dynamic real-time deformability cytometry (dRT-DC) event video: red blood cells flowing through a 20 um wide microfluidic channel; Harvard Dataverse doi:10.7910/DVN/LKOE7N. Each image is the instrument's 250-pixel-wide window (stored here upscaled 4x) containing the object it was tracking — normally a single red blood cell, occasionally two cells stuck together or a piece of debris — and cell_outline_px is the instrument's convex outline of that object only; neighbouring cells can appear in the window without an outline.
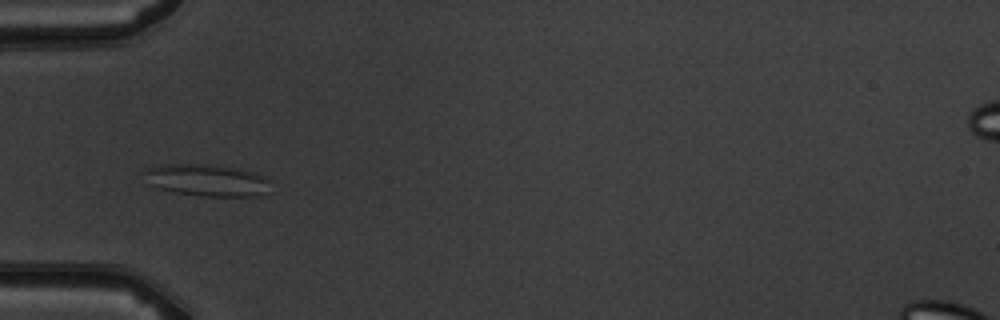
{"species": "common noctule bat (a hibernating species)", "species_latin": "Nyctalus noctula", "temperature_condition": "warm", "stored_images_in_passage": 6, "camera_frame_rate_fps": 3000, "um_per_image_px": 0.085, "animal": {"sex": "male", "body_mass_g": 19.5, "forearm_length_mm": 54.6}, "frame": {"image": 1, "passage_image": 3, "time_ms": 3.333, "image_size_px": [1000, 320], "cell_outline_px": [[268, 192], [256, 196], [200, 196], [176, 192], [156, 188], [148, 184], [144, 172], [144, 168], [160, 164], [204, 164], [240, 168], [252, 172], [268, 180]], "centroid_in_image_um": [17.51, 15.31], "position_along_channel_um": 67.5, "area_um2": 23.52}}
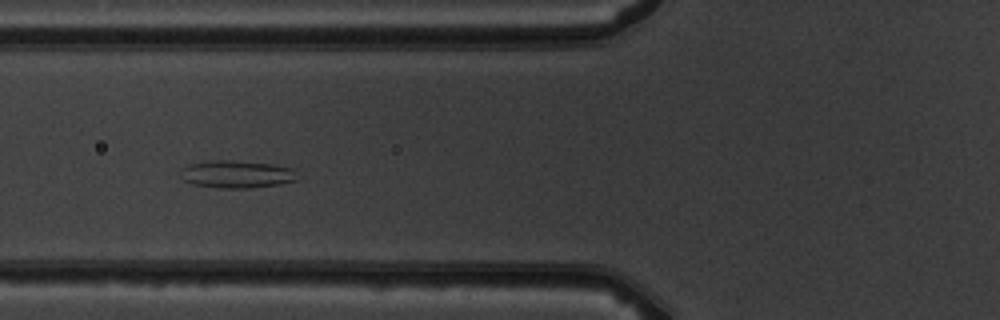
{"frame": {"image": 2, "passage_image": 4, "time_ms": 4.333, "image_size_px": [1000, 320], "cell_outline_px": [[300, 180], [280, 184], [248, 188], [220, 188], [192, 184], [184, 180], [184, 168], [188, 164], [212, 160], [228, 160], [272, 164], [296, 168]], "centroid_in_image_um": [20.25, 14.81], "position_along_channel_um": 105.6, "area_um2": 18.79}}
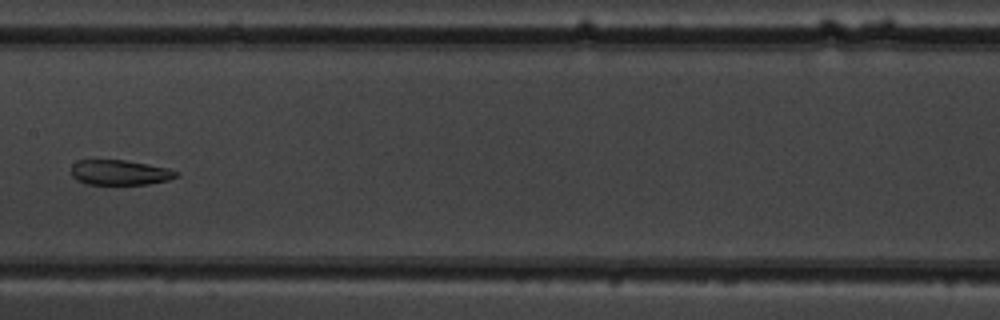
{"frame": {"image": 3, "passage_image": 6, "time_ms": 6.667, "image_size_px": [1000, 320], "cell_outline_px": [[180, 176], [168, 180], [148, 184], [84, 184], [76, 180], [72, 176], [72, 164], [76, 160], [124, 160], [148, 164], [168, 168], [180, 172]], "centroid_in_image_um": [10.2, 14.66], "position_along_channel_um": 197.2, "area_um2": 15.49}}